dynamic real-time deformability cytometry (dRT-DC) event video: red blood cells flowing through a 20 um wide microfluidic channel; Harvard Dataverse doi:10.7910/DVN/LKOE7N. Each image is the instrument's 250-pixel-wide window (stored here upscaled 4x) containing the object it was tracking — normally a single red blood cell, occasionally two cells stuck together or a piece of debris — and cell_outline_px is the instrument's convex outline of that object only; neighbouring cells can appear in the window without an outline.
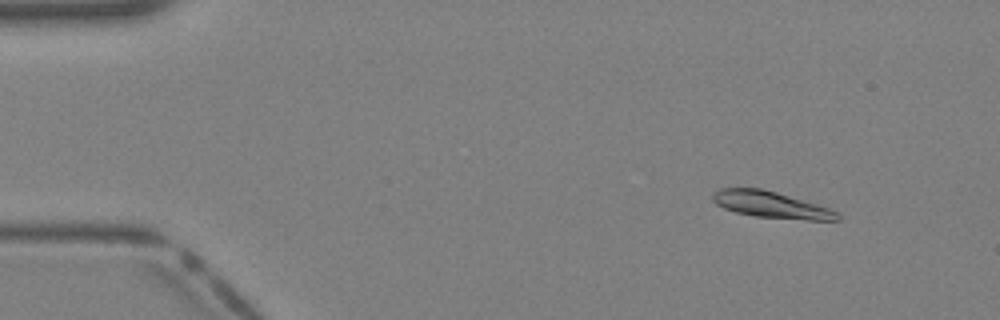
{"species": "Egyptian fruit bat (a non-hibernating species)", "species_latin": "Rousettus aegyptiacus", "temperature_condition": "warm", "stored_images_in_passage": 12, "camera_frame_rate_fps": 3000, "um_per_image_px": 0.085, "animal": {"sex": "female"}, "frame": {"image": 1, "passage_image": 4, "time_ms": 1.0, "image_size_px": [1000, 320], "cell_outline_px": [[840, 220], [808, 220], [756, 216], [736, 212], [724, 208], [716, 204], [712, 200], [712, 196], [720, 188], [760, 188], [776, 192], [816, 204], [828, 208], [836, 212], [840, 216]], "centroid_in_image_um": [65.52, 17.4], "position_along_channel_um": 19.5, "area_um2": 18.84}}